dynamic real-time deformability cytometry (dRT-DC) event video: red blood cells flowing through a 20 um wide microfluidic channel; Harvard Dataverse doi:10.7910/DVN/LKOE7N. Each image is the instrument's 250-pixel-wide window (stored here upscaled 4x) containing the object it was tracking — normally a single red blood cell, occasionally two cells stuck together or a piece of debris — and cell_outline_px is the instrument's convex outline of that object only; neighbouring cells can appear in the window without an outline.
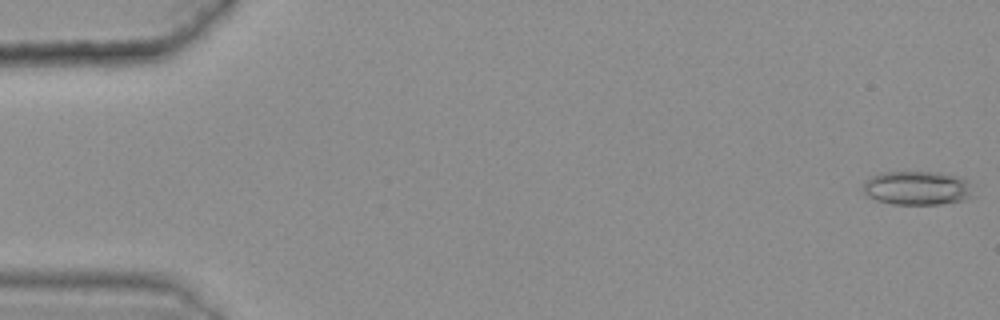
{"species": "common noctule bat (a hibernating species)", "species_latin": "Nyctalus noctula", "temperature_condition": "warm", "stored_images_in_passage": 49, "camera_frame_rate_fps": 3000, "um_per_image_px": 0.085, "animal": {"sex": "female", "body_mass_g": 25.1}, "frame": {"image": 1, "passage_image": 1, "time_ms": 0.0, "image_size_px": [1000, 320], "cell_outline_px": [[972, 196], [964, 200], [940, 204], [892, 204], [876, 200], [868, 196], [864, 192], [864, 180], [880, 172], [940, 172], [960, 176], [968, 180]], "centroid_in_image_um": [77.96, 15.97], "position_along_channel_um": 7.0, "area_um2": 21.85}}
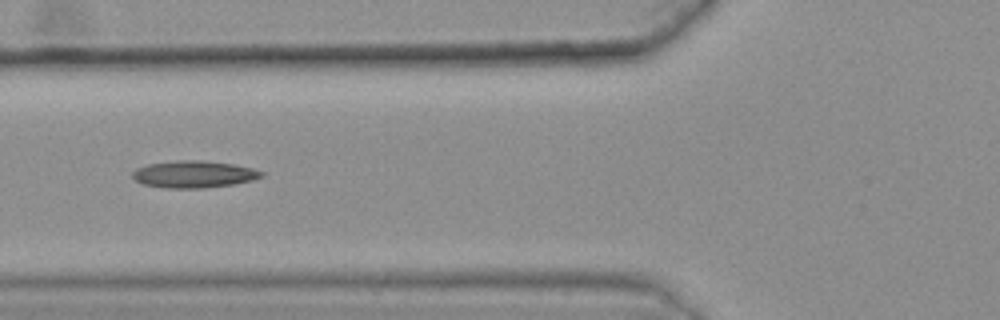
{"frame": {"image": 2, "passage_image": 22, "time_ms": 7.0, "image_size_px": [1000, 320], "cell_outline_px": [[264, 176], [252, 180], [232, 184], [204, 188], [168, 188], [144, 184], [136, 180], [132, 176], [132, 172], [136, 168], [148, 164], [176, 160], [200, 160], [232, 164], [252, 168], [264, 172]], "centroid_in_image_um": [16.47, 14.8], "position_along_channel_um": 109.3, "area_um2": 20.17}}
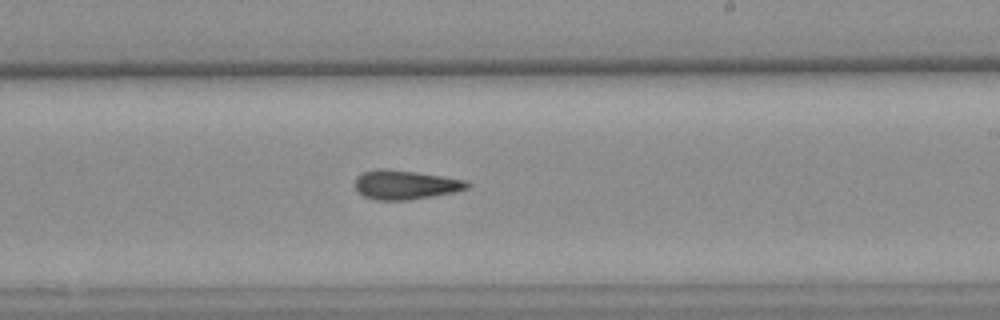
{"frame": {"image": 3, "passage_image": 34, "time_ms": 11.0, "image_size_px": [1000, 320], "cell_outline_px": [[472, 184], [468, 188], [452, 192], [432, 196], [408, 200], [376, 200], [364, 196], [356, 188], [356, 176], [364, 172], [376, 168], [384, 168], [416, 172], [468, 180]], "centroid_in_image_um": [34.47, 15.69], "position_along_channel_um": 254.5, "area_um2": 19.02}, "authors_computed_cell_mechanics": {"area_um2": 19.2474, "velocity_mm_per_s": 3.633, "shape_relaxation_time_tau1_ms": null, "shape_relaxation_time_tau2_ms": 6.8954, "deformation_change_tau1": null, "deformation_change_tau2": 0.1989}}